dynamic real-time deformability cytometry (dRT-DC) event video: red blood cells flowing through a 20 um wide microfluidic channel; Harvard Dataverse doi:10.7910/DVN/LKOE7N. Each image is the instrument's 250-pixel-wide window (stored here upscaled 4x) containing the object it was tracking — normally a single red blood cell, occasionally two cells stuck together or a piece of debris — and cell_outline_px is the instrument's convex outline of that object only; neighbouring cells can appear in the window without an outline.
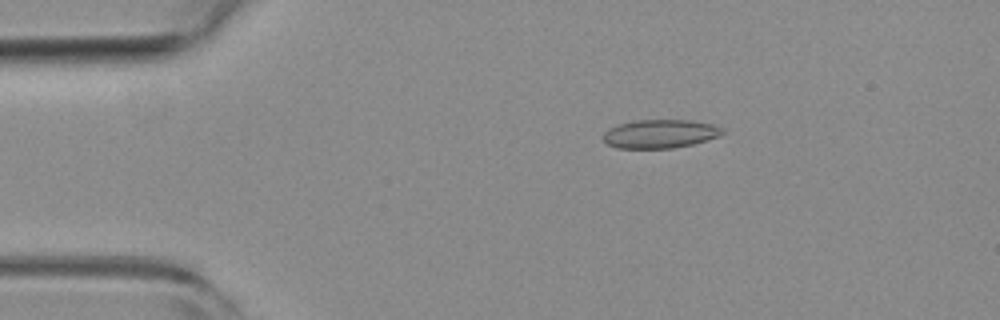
{"species": "common noctule bat (a hibernating species)", "species_latin": "Nyctalus noctula", "temperature_condition": "room temperature", "stored_images_in_passage": 23, "camera_frame_rate_fps": 3000, "um_per_image_px": 0.085, "animal": {"sex": "female", "body_mass_g": 19.3, "forearm_length_mm": 54.1}, "frame": {"image": 1, "passage_image": 10, "time_ms": 3.0, "image_size_px": [1000, 320], "cell_outline_px": [[724, 132], [720, 136], [692, 144], [672, 148], [616, 148], [608, 144], [604, 140], [604, 132], [608, 128], [616, 124], [636, 120], [692, 120], [712, 124], [724, 128]], "centroid_in_image_um": [56.1, 11.36], "position_along_channel_um": 28.9, "area_um2": 19.94}}
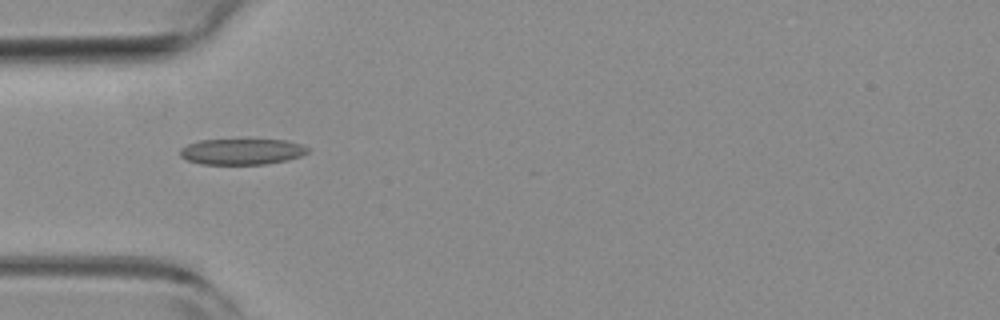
{"frame": {"image": 2, "passage_image": 17, "time_ms": 5.333, "image_size_px": [1000, 320], "cell_outline_px": [[308, 152], [300, 156], [288, 160], [264, 164], [200, 164], [188, 160], [180, 156], [180, 148], [188, 144], [200, 140], [288, 140], [300, 144], [308, 148]], "centroid_in_image_um": [20.55, 12.89], "position_along_channel_um": 64.5, "area_um2": 19.19}}
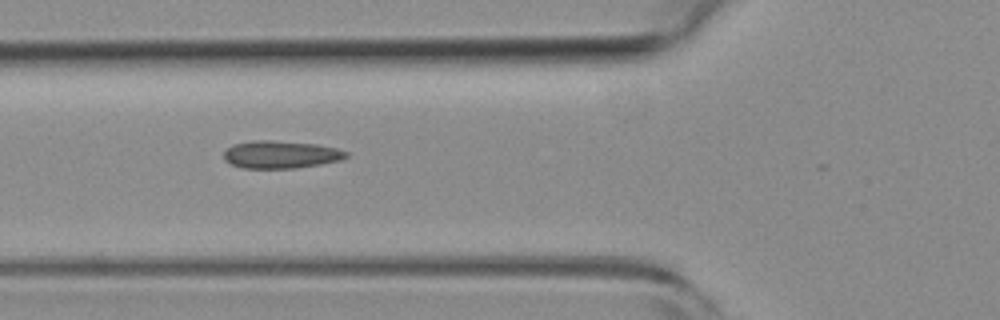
{"frame": {"image": 3, "passage_image": 20, "time_ms": 6.333, "image_size_px": [1000, 320], "cell_outline_px": [[348, 156], [340, 160], [320, 164], [296, 168], [244, 168], [232, 164], [224, 160], [224, 152], [232, 144], [252, 140], [272, 140], [316, 144], [336, 148], [348, 152]], "centroid_in_image_um": [23.85, 13.13], "position_along_channel_um": 101.9, "area_um2": 19.65}}